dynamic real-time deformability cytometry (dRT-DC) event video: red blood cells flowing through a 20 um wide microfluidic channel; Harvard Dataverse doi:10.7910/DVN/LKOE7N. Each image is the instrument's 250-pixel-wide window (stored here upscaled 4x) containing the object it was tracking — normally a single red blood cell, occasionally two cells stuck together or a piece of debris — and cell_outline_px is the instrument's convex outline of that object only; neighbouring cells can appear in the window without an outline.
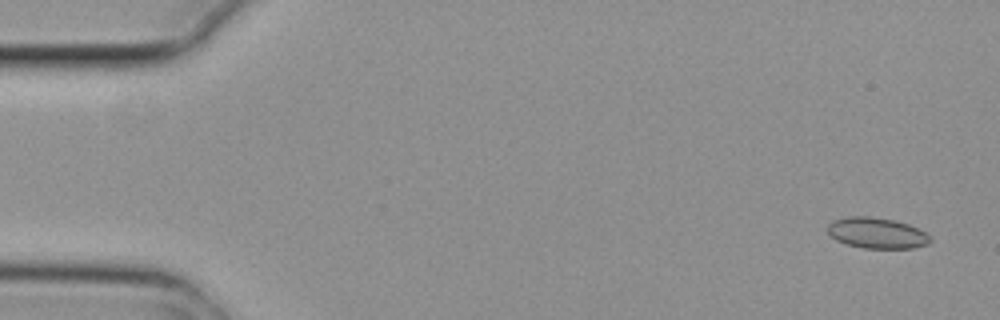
{"species": "common noctule bat (a hibernating species)", "species_latin": "Nyctalus noctula", "temperature_condition": "cold", "stored_images_in_passage": 4, "camera_frame_rate_fps": 3000, "um_per_image_px": 0.085, "animal": {"sex": "female", "body_mass_g": 29.2, "forearm_length_mm": 56.3}, "frame": {"image": 1, "passage_image": 1, "time_ms": 0.0, "image_size_px": [1000, 320], "cell_outline_px": [[932, 240], [928, 244], [912, 248], [864, 248], [848, 244], [836, 240], [828, 232], [828, 224], [832, 220], [852, 216], [868, 216], [892, 220], [908, 224], [924, 232]], "centroid_in_image_um": [74.51, 19.81], "position_along_channel_um": 10.5, "area_um2": 18.15}}
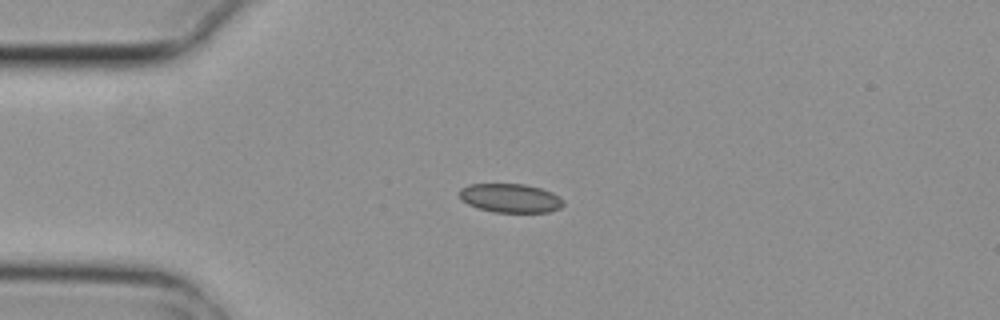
{"frame": {"image": 2, "passage_image": 4, "time_ms": 1.0, "image_size_px": [1000, 320], "cell_outline_px": [[564, 204], [560, 208], [548, 212], [496, 212], [480, 208], [468, 204], [460, 200], [460, 188], [468, 184], [524, 184], [540, 188], [552, 192], [564, 200]], "centroid_in_image_um": [43.38, 16.83], "position_along_channel_um": 41.6, "area_um2": 17.46}}